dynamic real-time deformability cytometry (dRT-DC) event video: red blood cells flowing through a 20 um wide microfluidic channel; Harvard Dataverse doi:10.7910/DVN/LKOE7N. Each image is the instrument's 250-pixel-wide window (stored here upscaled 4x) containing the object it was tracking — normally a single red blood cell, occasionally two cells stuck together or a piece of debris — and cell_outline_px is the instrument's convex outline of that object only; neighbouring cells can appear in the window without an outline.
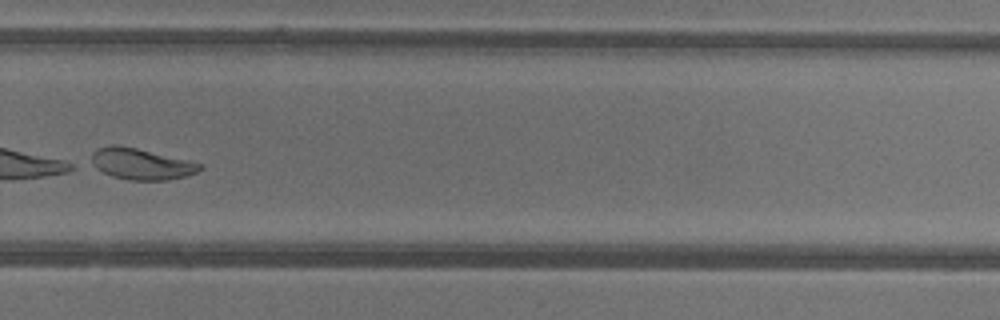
{"species": "common noctule bat (a hibernating species)", "species_latin": "Nyctalus noctula", "temperature_condition": "warm", "stored_images_in_passage": 47, "camera_frame_rate_fps": 3000, "um_per_image_px": 0.085, "animal": {"sex": "female"}, "frame": {"image": 1, "passage_image": 34, "time_ms": 11.0, "image_size_px": [1000, 320], "cell_outline_px": [[204, 168], [196, 172], [184, 176], [168, 180], [128, 180], [112, 176], [84, 164], [92, 152], [96, 148], [108, 144], [116, 144], [136, 148], [188, 160], [204, 164]], "centroid_in_image_um": [11.87, 13.92], "position_along_channel_um": 317.9, "area_um2": 20.35}}